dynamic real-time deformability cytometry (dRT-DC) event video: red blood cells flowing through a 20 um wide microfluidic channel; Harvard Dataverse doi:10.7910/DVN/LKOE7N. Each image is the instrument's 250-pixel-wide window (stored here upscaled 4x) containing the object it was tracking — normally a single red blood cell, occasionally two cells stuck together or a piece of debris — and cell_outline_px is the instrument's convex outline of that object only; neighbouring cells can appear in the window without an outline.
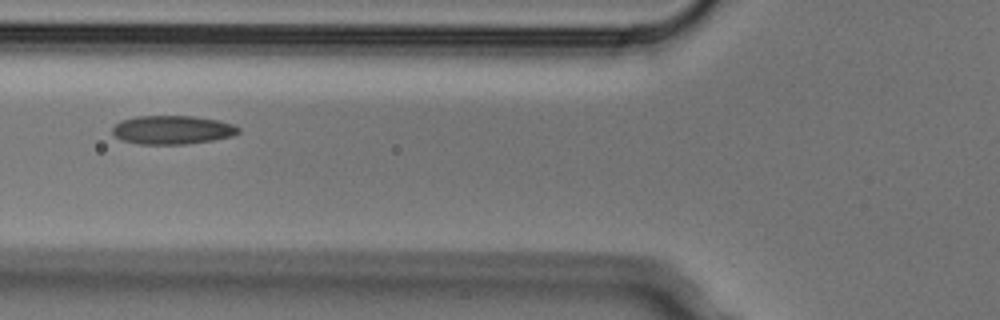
{"species": "Egyptian fruit bat (a non-hibernating species)", "species_latin": "Rousettus aegyptiacus", "temperature_condition": "cold", "stored_images_in_passage": 4, "camera_frame_rate_fps": 3000, "um_per_image_px": 0.085, "animal": {"sex": "male"}, "frame": {"image": 1, "passage_image": 2, "time_ms": 0.333, "image_size_px": [1000, 320], "cell_outline_px": [[240, 132], [232, 136], [212, 140], [188, 144], [140, 144], [124, 140], [116, 136], [112, 132], [112, 128], [120, 120], [136, 116], [192, 116], [220, 120], [232, 124], [240, 128]], "centroid_in_image_um": [14.67, 11.03], "position_along_channel_um": 111.1, "area_um2": 21.04}}
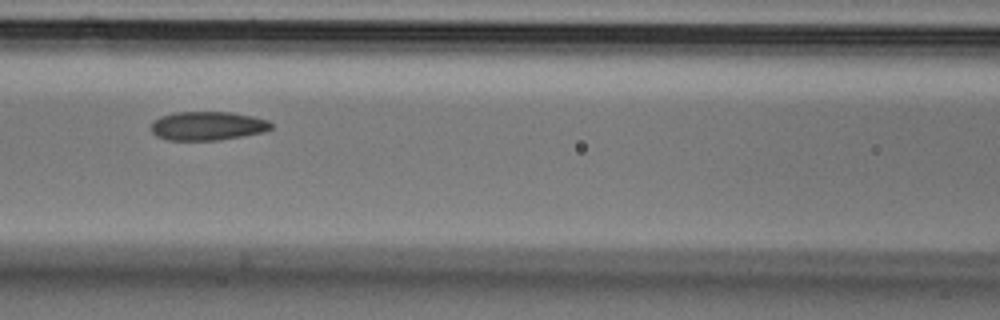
{"frame": {"image": 2, "passage_image": 3, "time_ms": 0.667, "image_size_px": [1000, 320], "cell_outline_px": [[272, 128], [264, 132], [244, 136], [220, 140], [168, 140], [156, 136], [152, 132], [152, 120], [160, 116], [176, 112], [232, 112], [252, 116], [268, 120], [272, 124]], "centroid_in_image_um": [17.65, 10.7], "position_along_channel_um": 149.0, "area_um2": 20.29}}
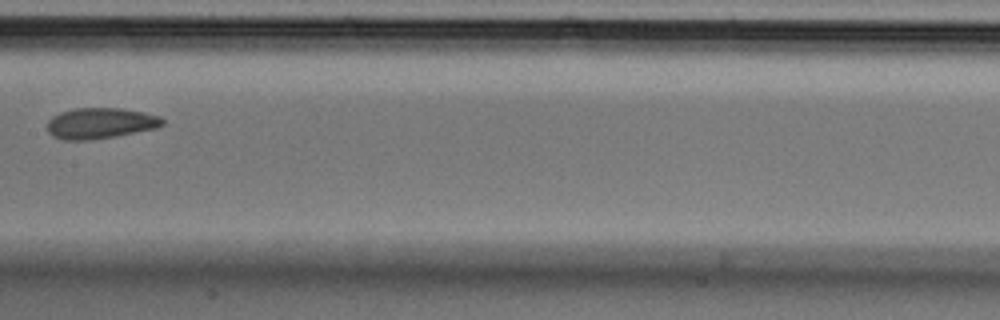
{"frame": {"image": 3, "passage_image": 4, "time_ms": 1.0, "image_size_px": [1000, 320], "cell_outline_px": [[164, 124], [156, 128], [116, 136], [92, 140], [64, 140], [52, 136], [48, 132], [48, 120], [52, 116], [60, 112], [76, 108], [120, 108], [144, 112], [160, 116], [164, 120]], "centroid_in_image_um": [8.52, 10.48], "position_along_channel_um": 198.9, "area_um2": 20.81}}